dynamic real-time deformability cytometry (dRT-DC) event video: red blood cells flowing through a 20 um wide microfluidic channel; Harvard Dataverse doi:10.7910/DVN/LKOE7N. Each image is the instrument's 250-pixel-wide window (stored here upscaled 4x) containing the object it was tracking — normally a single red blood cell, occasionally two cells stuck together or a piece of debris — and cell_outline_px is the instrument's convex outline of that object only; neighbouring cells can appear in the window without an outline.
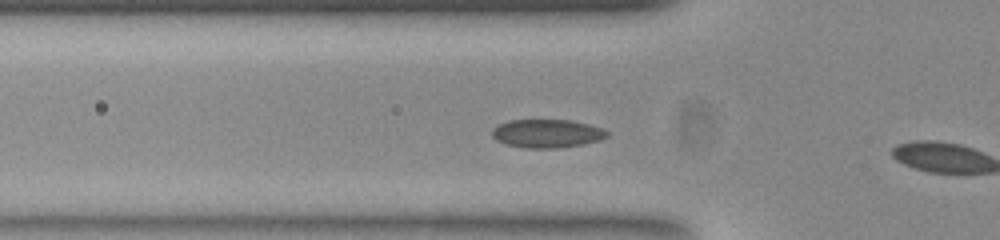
{"species": "common noctule bat (a hibernating species)", "species_latin": "Nyctalus noctula", "temperature_condition": "room temperature", "stored_images_in_passage": 3, "camera_frame_rate_fps": 3000, "um_per_image_px": 0.085, "animal": {"sex": "female", "body_mass_g": 23.0, "forearm_length_mm": 53.4}, "frame": {"image": 1, "passage_image": 2, "time_ms": 0.333, "image_size_px": [1000, 240], "cell_outline_px": [[608, 136], [600, 140], [560, 148], [524, 148], [508, 144], [496, 140], [492, 136], [492, 132], [500, 124], [508, 120], [568, 120], [600, 128], [608, 132]], "centroid_in_image_um": [46.47, 11.35], "position_along_channel_um": 79.3, "area_um2": 18.61}}